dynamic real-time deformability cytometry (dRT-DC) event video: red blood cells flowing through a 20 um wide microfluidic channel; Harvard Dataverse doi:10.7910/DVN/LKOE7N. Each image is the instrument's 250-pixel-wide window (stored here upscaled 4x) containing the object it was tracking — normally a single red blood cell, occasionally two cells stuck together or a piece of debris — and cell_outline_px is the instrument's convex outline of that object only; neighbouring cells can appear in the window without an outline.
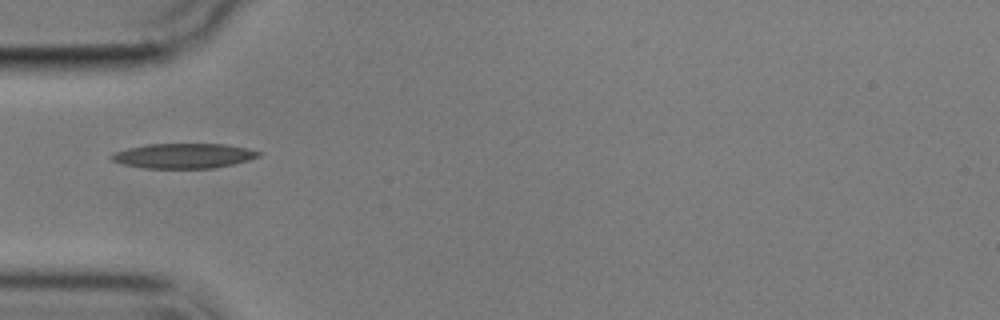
{"species": "common noctule bat (a hibernating species)", "species_latin": "Nyctalus noctula", "temperature_condition": "cold", "stored_images_in_passage": 39, "camera_frame_rate_fps": 3000, "um_per_image_px": 0.085, "animal": {"sex": "male", "body_mass_g": 17.9}, "frame": {"image": 1, "passage_image": 1, "time_ms": 0.0, "image_size_px": [1000, 320], "cell_outline_px": [[264, 152], [260, 156], [248, 160], [232, 164], [212, 168], [144, 168], [124, 164], [112, 160], [108, 156], [112, 152], [128, 148], [148, 144], [224, 144], [248, 148]], "centroid_in_image_um": [15.61, 13.24], "position_along_channel_um": 69.4, "area_um2": 21.39}}
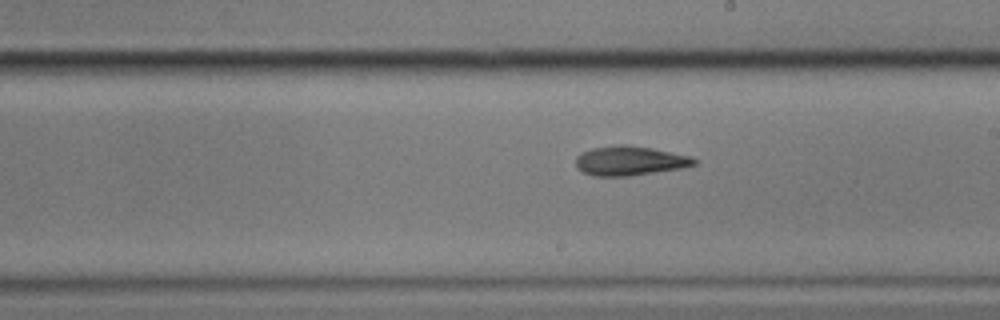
{"frame": {"image": 2, "passage_image": 15, "time_ms": 4.667, "image_size_px": [1000, 320], "cell_outline_px": [[696, 164], [684, 168], [628, 176], [592, 176], [576, 168], [576, 156], [580, 152], [592, 148], [620, 144], [624, 144], [652, 148], [692, 156], [696, 160]], "centroid_in_image_um": [53.52, 13.66], "position_along_channel_um": 235.5, "area_um2": 20.46}}
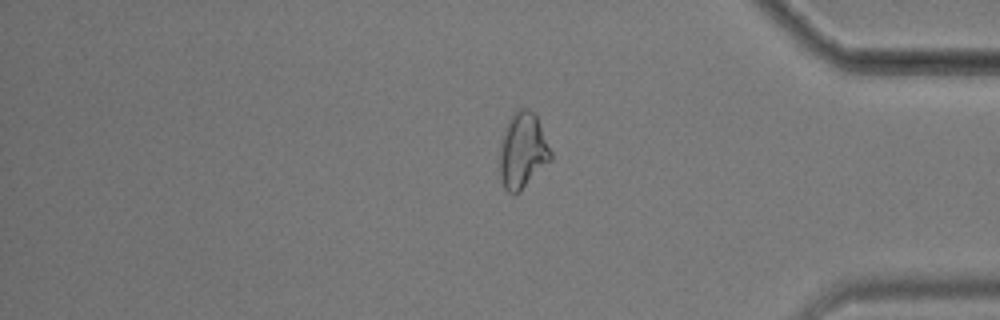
{"frame": {"image": 3, "passage_image": 30, "time_ms": 9.667, "image_size_px": [1000, 320], "cell_outline_px": [[552, 160], [520, 192], [512, 196], [504, 188], [500, 176], [500, 140], [504, 128], [508, 120], [520, 108], [528, 108], [536, 116], [552, 152]], "centroid_in_image_um": [44.42, 12.85], "position_along_channel_um": 390.8, "area_um2": 22.72}, "authors_computed_cell_mechanics": {"area_um2": 20.6924, "velocity_mm_per_s": 3.5458, "shape_relaxation_time_tau1_ms": null, "shape_relaxation_time_tau2_ms": 6.4352, "deformation_change_tau1": null, "deformation_change_tau2": 0.1614}}